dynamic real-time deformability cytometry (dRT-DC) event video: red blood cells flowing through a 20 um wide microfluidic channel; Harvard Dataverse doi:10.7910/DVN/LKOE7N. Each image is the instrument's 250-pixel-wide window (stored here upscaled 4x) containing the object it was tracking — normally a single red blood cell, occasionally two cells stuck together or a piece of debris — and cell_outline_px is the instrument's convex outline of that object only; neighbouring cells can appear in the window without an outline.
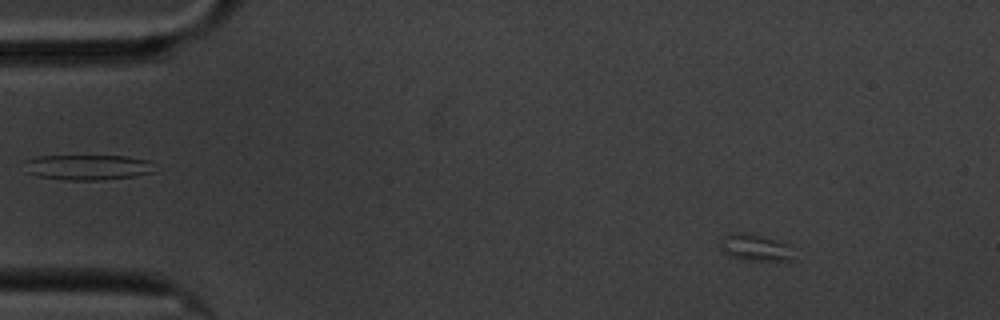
{"species": "common noctule bat (a hibernating species)", "species_latin": "Nyctalus noctula", "temperature_condition": "cold", "stored_images_in_passage": 4, "camera_frame_rate_fps": 3000, "um_per_image_px": 0.085, "animal": {"sex": "male", "body_mass_g": 20.1, "forearm_length_mm": 53.5}, "frame": {"image": 1, "passage_image": 1, "time_ms": 0.0, "image_size_px": [1000, 320], "cell_outline_px": [[792, 260], [740, 260], [728, 256], [720, 248], [720, 244], [724, 236], [728, 232], [744, 232], [776, 240], [788, 244], [792, 256]], "centroid_in_image_um": [64.11, 21.04], "position_along_channel_um": 20.9, "area_um2": 11.33}}